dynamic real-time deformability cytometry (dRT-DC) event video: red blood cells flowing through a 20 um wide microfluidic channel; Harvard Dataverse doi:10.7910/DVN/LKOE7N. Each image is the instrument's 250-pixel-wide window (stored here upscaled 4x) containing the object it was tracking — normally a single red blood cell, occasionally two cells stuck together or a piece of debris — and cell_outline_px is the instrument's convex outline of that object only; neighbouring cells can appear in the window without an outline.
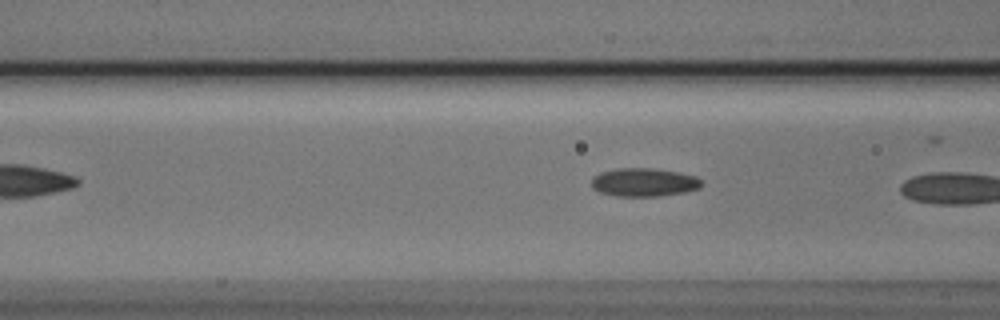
{"species": "Egyptian fruit bat (a non-hibernating species)", "species_latin": "Rousettus aegyptiacus", "temperature_condition": "cold", "stored_images_in_passage": 3, "camera_frame_rate_fps": 3000, "um_per_image_px": 0.085, "animal": {"sex": "male"}, "frame": {"image": 1, "passage_image": 3, "time_ms": 0.667, "image_size_px": [1000, 320], "cell_outline_px": [[700, 188], [684, 192], [660, 196], [616, 196], [600, 192], [592, 188], [592, 176], [600, 172], [616, 168], [652, 168], [676, 172], [696, 176], [700, 180]], "centroid_in_image_um": [54.69, 15.49], "position_along_channel_um": 111.9, "area_um2": 18.15}}